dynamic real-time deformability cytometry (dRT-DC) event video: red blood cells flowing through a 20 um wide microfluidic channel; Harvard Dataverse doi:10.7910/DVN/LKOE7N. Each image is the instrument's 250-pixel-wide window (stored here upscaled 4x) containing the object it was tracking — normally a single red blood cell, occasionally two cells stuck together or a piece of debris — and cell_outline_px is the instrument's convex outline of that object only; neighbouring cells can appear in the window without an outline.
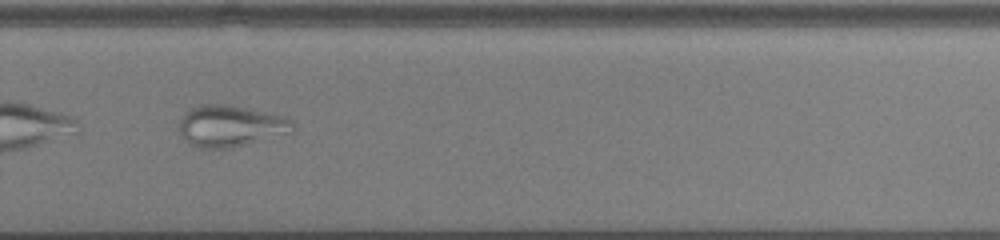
{"species": "common noctule bat (a hibernating species)", "species_latin": "Nyctalus noctula", "temperature_condition": "cold", "stored_images_in_passage": 55, "camera_frame_rate_fps": 3000, "um_per_image_px": 0.085, "animal": {"sex": "male", "body_mass_g": 13.0, "forearm_length_mm": 53.1}, "frame": {"image": 1, "passage_image": 40, "time_ms": 13.0, "image_size_px": [1000, 240], "cell_outline_px": [[292, 132], [228, 148], [200, 148], [192, 144], [180, 132], [176, 124], [180, 116], [188, 108], [200, 104], [228, 104], [284, 116], [292, 120]], "centroid_in_image_um": [19.52, 10.68], "position_along_channel_um": 310.3, "area_um2": 27.28}}